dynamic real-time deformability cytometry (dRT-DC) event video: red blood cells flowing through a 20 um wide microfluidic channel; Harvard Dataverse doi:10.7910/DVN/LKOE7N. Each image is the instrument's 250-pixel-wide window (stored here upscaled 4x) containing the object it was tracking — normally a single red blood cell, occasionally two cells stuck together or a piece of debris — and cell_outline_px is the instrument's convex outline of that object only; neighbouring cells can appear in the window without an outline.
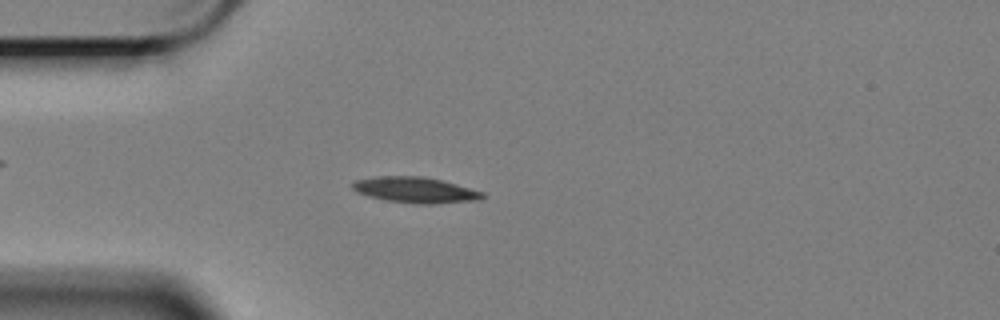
{"species": "Egyptian fruit bat (a non-hibernating species)", "species_latin": "Rousettus aegyptiacus", "temperature_condition": "cold", "stored_images_in_passage": 58, "camera_frame_rate_fps": 3000, "um_per_image_px": 0.085, "animal": {"sex": "female"}, "frame": {"image": 1, "passage_image": 15, "time_ms": 4.667, "image_size_px": [1000, 320], "cell_outline_px": [[484, 196], [480, 200], [436, 204], [416, 204], [384, 200], [368, 196], [356, 192], [352, 188], [352, 184], [356, 180], [376, 176], [424, 176], [440, 180], [484, 192]], "centroid_in_image_um": [35.29, 16.16], "position_along_channel_um": 49.7, "area_um2": 19.59}}
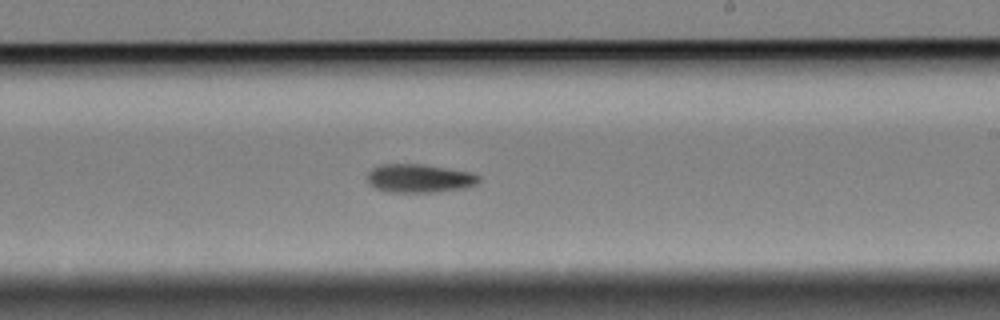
{"frame": {"image": 2, "passage_image": 34, "time_ms": 11.0, "image_size_px": [1000, 320], "cell_outline_px": [[480, 180], [476, 184], [464, 188], [432, 192], [388, 192], [376, 188], [368, 184], [368, 172], [372, 168], [380, 164], [424, 164], [472, 172], [480, 176]], "centroid_in_image_um": [35.64, 15.15], "position_along_channel_um": 253.4, "area_um2": 18.61}}
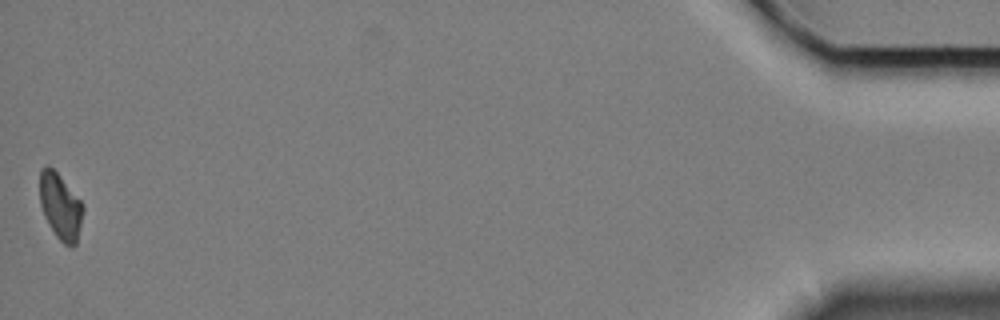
{"frame": {"image": 3, "passage_image": 58, "time_ms": 19.0, "image_size_px": [1000, 320], "cell_outline_px": [[84, 208], [76, 244], [72, 248], [64, 244], [56, 236], [48, 224], [44, 216], [40, 204], [40, 168], [48, 164], [60, 176], [84, 204]], "centroid_in_image_um": [5.13, 17.55], "position_along_channel_um": 430.1, "area_um2": 16.7}, "authors_computed_cell_mechanics": {"area_um2": 17.8891, "velocity_mm_per_s": 3.3807, "shape_relaxation_time_tau1_ms": 5.9197, "shape_relaxation_time_tau2_ms": null, "deformation_change_tau1": 0.1346, "deformation_change_tau2": null}}